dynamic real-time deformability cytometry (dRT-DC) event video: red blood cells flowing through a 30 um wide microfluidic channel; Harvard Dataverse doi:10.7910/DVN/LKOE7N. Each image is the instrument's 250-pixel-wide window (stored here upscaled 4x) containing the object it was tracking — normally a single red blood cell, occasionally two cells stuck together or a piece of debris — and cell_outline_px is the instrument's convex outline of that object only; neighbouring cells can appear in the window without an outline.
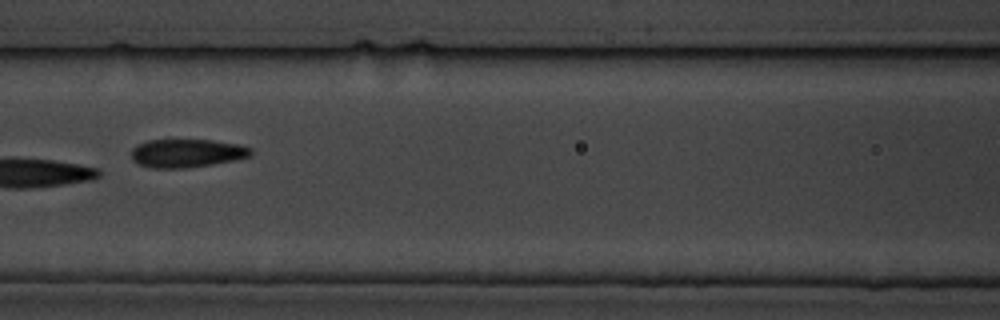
{"species": "common noctule bat (a hibernating species)", "species_latin": "Nyctalus noctula", "temperature_condition": "cold", "stored_images_in_passage": 11, "segment_of_instrument_passage": [1, 2], "camera_frame_rate_fps": 3000, "um_per_image_px": 0.085, "animal": {"sex": "male", "body_mass_g": 19.5, "forearm_length_mm": 54.6}, "frame": {"image": 1, "passage_image": 8, "time_ms": 8.333, "image_size_px": [1000, 320], "cell_outline_px": [[252, 156], [236, 160], [212, 164], [184, 168], [152, 168], [140, 164], [132, 160], [132, 148], [136, 144], [148, 140], [212, 140], [240, 144], [252, 148]], "centroid_in_image_um": [15.91, 13.01], "position_along_channel_um": 150.7, "area_um2": 19.88}}
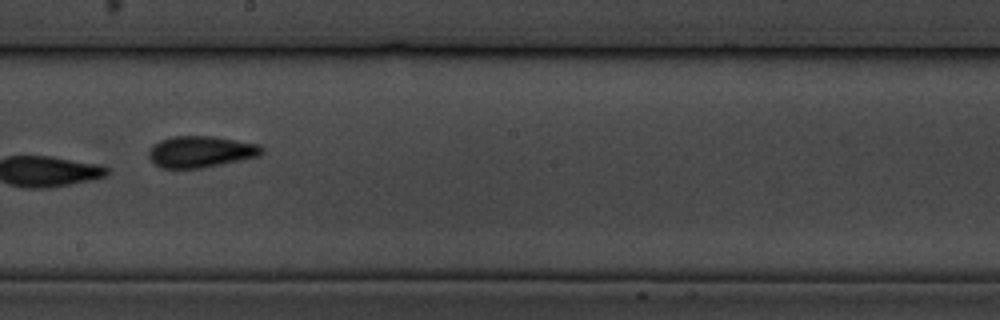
{"frame": {"image": 2, "passage_image": 10, "time_ms": 10.667, "image_size_px": [1000, 320], "cell_outline_px": [[264, 152], [260, 156], [200, 168], [160, 168], [152, 164], [148, 156], [148, 148], [152, 144], [160, 140], [172, 136], [212, 136], [260, 144], [264, 148]], "centroid_in_image_um": [17.02, 12.89], "position_along_channel_um": 231.2, "area_um2": 20.98}}